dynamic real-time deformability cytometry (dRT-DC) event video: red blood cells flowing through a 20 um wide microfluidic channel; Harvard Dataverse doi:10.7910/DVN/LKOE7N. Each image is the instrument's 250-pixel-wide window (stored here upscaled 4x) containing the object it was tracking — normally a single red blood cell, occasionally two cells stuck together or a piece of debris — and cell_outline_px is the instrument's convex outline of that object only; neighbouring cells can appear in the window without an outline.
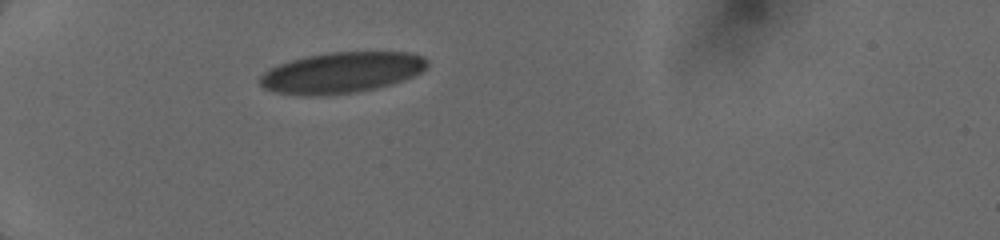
{"species": "human", "species_latin": "Homo sapiens", "temperature_condition": "cold", "stored_images_in_passage": 7, "camera_frame_rate_fps": 3000, "um_per_image_px": 0.085, "donor": {"sex": "female"}, "frame": {"image": 1, "passage_image": 1, "time_ms": 0.0, "image_size_px": [1000, 240], "cell_outline_px": [[428, 68], [412, 76], [376, 88], [356, 92], [320, 96], [300, 96], [276, 92], [264, 88], [260, 84], [260, 76], [268, 68], [304, 56], [328, 52], [408, 52], [424, 56], [428, 60]], "centroid_in_image_um": [29.01, 6.17], "position_along_channel_um": 56.0, "area_um2": 39.94}}